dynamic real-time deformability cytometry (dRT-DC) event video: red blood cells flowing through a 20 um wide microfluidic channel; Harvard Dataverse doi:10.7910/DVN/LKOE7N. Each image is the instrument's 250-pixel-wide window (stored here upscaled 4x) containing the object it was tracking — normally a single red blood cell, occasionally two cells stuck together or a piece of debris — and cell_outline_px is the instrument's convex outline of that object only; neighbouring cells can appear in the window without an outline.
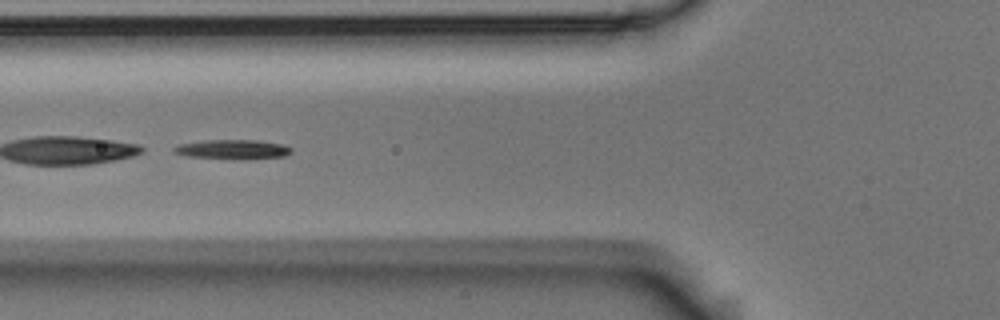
{"species": "Egyptian fruit bat (a non-hibernating species)", "species_latin": "Rousettus aegyptiacus", "temperature_condition": "room temperature", "stored_images_in_passage": 9, "segment_of_instrument_passage": [2, 2], "camera_frame_rate_fps": 3000, "um_per_image_px": 0.085, "animal": {"sex": "male"}, "frame": {"image": 1, "passage_image": 6, "time_ms": 1.667, "image_size_px": [1000, 320], "cell_outline_px": [[292, 152], [284, 156], [188, 156], [172, 152], [172, 148], [180, 144], [204, 140], [260, 140], [284, 144], [292, 148]], "centroid_in_image_um": [19.76, 12.62], "position_along_channel_um": 106.0, "area_um2": 12.14}}
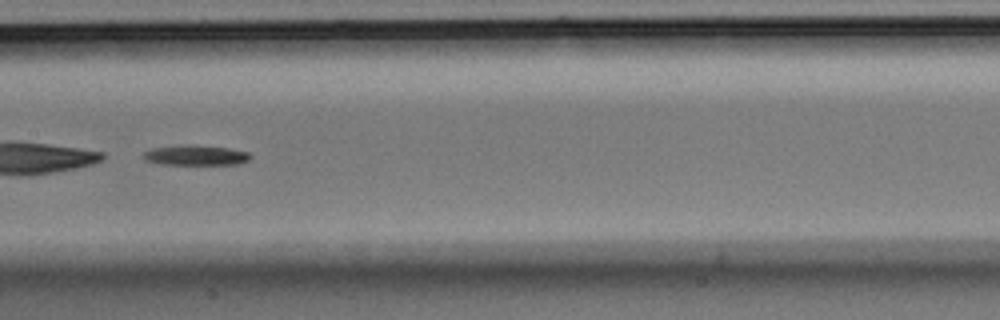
{"frame": {"image": 2, "passage_image": 8, "time_ms": 2.333, "image_size_px": [1000, 320], "cell_outline_px": [[252, 156], [248, 160], [236, 164], [156, 164], [144, 160], [140, 156], [144, 152], [152, 148], [180, 144], [228, 148], [248, 152]], "centroid_in_image_um": [16.54, 13.19], "position_along_channel_um": 190.9, "area_um2": 12.6}}
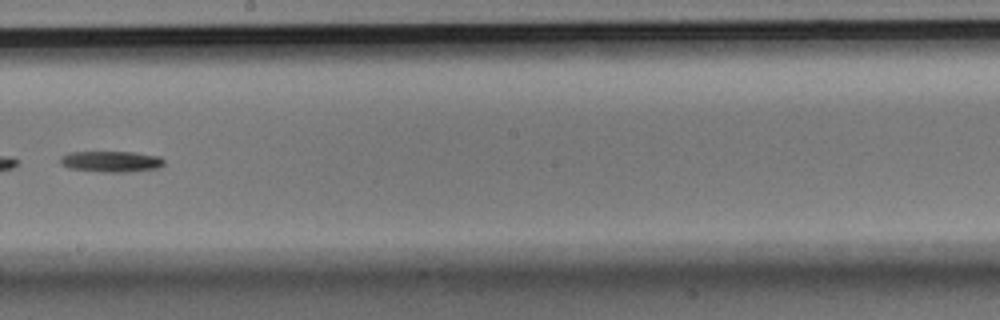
{"frame": {"image": 3, "passage_image": 9, "time_ms": 2.667, "image_size_px": [1000, 320], "cell_outline_px": [[164, 164], [156, 168], [128, 172], [104, 172], [68, 168], [60, 164], [60, 156], [72, 152], [132, 152], [160, 156], [164, 160]], "centroid_in_image_um": [9.43, 13.73], "position_along_channel_um": 238.8, "area_um2": 12.66}}